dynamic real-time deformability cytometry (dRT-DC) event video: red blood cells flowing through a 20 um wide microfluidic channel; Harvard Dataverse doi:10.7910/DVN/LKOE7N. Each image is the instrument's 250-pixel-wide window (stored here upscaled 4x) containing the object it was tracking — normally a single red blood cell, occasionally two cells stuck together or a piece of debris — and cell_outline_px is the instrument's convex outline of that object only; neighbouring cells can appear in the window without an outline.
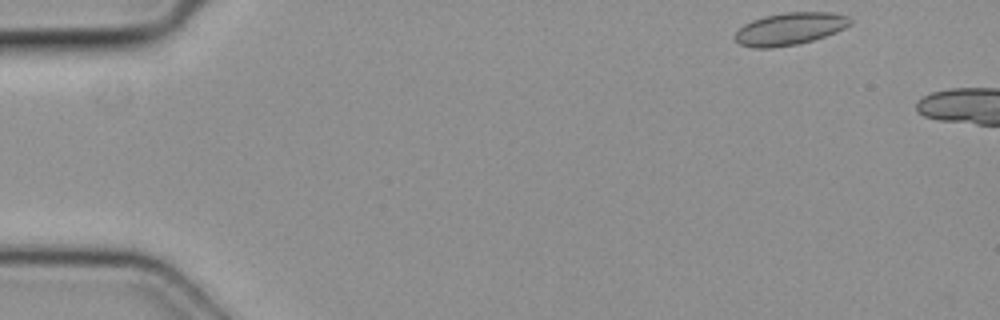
{"species": "common noctule bat (a hibernating species)", "species_latin": "Nyctalus noctula", "temperature_condition": "cold", "stored_images_in_passage": 6, "segment_of_instrument_passage": [2, 2], "camera_frame_rate_fps": 3000, "um_per_image_px": 0.085, "animal": {"sex": "female", "body_mass_g": 19.3, "forearm_length_mm": 54.1}, "frame": {"image": 1, "passage_image": 6, "time_ms": 1.667, "image_size_px": [1000, 320], "cell_outline_px": [[852, 24], [836, 32], [812, 40], [796, 44], [772, 48], [752, 48], [740, 44], [732, 36], [744, 24], [752, 20], [764, 16], [784, 12], [832, 12], [848, 16], [852, 20]], "centroid_in_image_um": [67.12, 2.44], "position_along_channel_um": 17.9, "area_um2": 21.79}}